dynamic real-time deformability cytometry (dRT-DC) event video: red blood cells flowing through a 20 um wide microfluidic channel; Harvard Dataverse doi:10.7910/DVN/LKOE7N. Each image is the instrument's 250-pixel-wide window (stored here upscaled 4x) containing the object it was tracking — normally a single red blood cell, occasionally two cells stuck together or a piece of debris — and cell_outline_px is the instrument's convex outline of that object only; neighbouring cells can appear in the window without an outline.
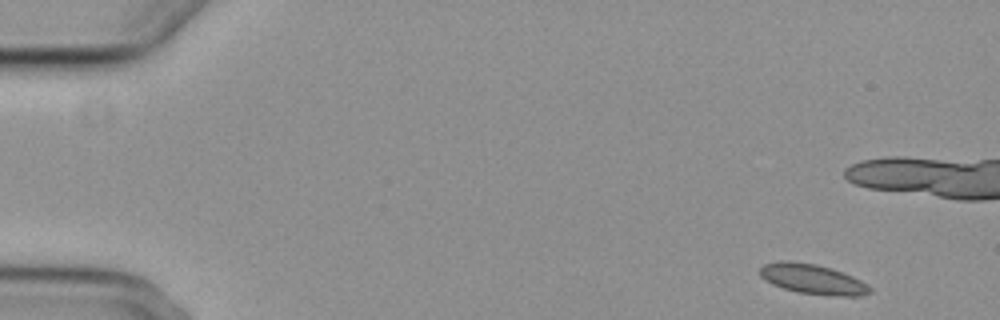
{"species": "common noctule bat (a hibernating species)", "species_latin": "Nyctalus noctula", "temperature_condition": "cold", "stored_images_in_passage": 10, "camera_frame_rate_fps": 3000, "um_per_image_px": 0.085, "animal": {"sex": "female", "body_mass_g": 29.2, "forearm_length_mm": 56.3}, "frame": {"image": 1, "passage_image": 1, "time_ms": 0.0, "image_size_px": [1000, 320], "cell_outline_px": [[872, 292], [860, 296], [828, 296], [796, 292], [772, 284], [764, 280], [760, 276], [760, 268], [764, 264], [780, 260], [788, 260], [816, 264], [832, 268], [852, 276], [868, 284], [872, 288]], "centroid_in_image_um": [69.08, 23.73], "position_along_channel_um": 15.9, "area_um2": 19.48}}